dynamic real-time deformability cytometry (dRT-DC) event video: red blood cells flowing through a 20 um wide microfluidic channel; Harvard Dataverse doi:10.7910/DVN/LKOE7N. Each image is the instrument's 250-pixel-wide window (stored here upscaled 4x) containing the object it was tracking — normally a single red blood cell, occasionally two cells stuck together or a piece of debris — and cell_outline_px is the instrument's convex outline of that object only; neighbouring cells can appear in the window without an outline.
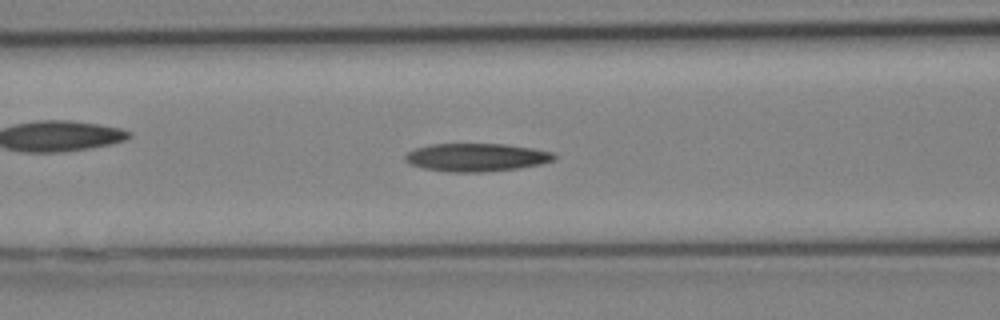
{"species": "Egyptian fruit bat (a non-hibernating species)", "species_latin": "Rousettus aegyptiacus", "temperature_condition": "cold", "stored_images_in_passage": 19, "camera_frame_rate_fps": 3000, "um_per_image_px": 0.085, "animal": {"sex": "female"}, "frame": {"image": 1, "passage_image": 11, "time_ms": 3.333, "image_size_px": [1000, 320], "cell_outline_px": [[556, 156], [552, 160], [540, 164], [516, 168], [480, 172], [444, 172], [424, 168], [408, 164], [404, 160], [404, 156], [408, 152], [416, 148], [428, 144], [504, 144], [532, 148], [552, 152]], "centroid_in_image_um": [40.42, 13.37], "position_along_channel_um": 126.2, "area_um2": 24.28}}
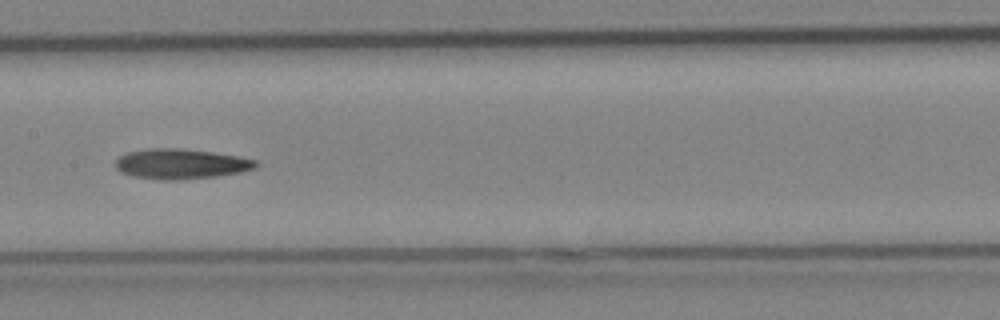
{"frame": {"image": 2, "passage_image": 14, "time_ms": 4.333, "image_size_px": [1000, 320], "cell_outline_px": [[260, 164], [256, 168], [240, 172], [216, 176], [180, 180], [164, 180], [132, 176], [120, 172], [116, 168], [116, 160], [120, 156], [128, 152], [148, 148], [180, 148], [212, 152], [240, 156], [256, 160]], "centroid_in_image_um": [15.39, 13.93], "position_along_channel_um": 192.0, "area_um2": 24.74}}
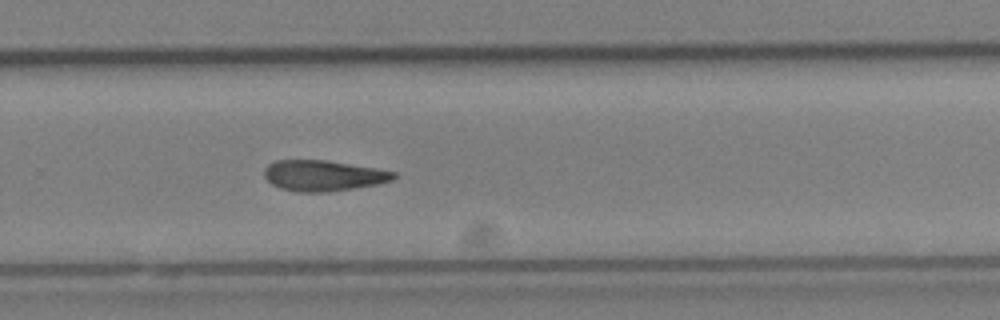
{"frame": {"image": 3, "passage_image": 19, "time_ms": 6.0, "image_size_px": [1000, 320], "cell_outline_px": [[396, 176], [392, 180], [376, 184], [328, 192], [300, 192], [280, 188], [272, 184], [264, 176], [264, 168], [268, 164], [276, 160], [324, 160], [376, 168], [396, 172]], "centroid_in_image_um": [27.45, 14.92], "position_along_channel_um": 302.4, "area_um2": 23.0}}